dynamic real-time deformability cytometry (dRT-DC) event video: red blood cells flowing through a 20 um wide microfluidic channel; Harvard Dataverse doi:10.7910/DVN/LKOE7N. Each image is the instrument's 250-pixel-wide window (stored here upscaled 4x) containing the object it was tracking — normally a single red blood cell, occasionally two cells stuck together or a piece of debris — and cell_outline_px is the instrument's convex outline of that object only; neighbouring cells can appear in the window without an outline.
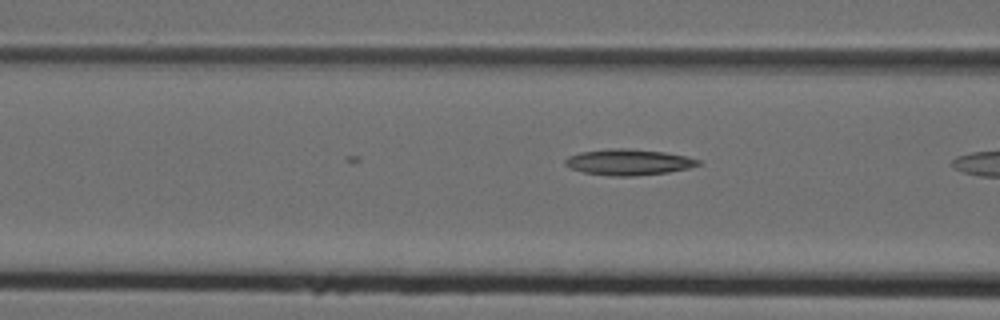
{"species": "Egyptian fruit bat (a non-hibernating species)", "species_latin": "Rousettus aegyptiacus", "temperature_condition": "cold", "stored_images_in_passage": 16, "camera_frame_rate_fps": 3000, "um_per_image_px": 0.085, "animal": {"sex": "female"}, "frame": {"image": 1, "passage_image": 16, "time_ms": 5.0, "image_size_px": [1000, 320], "cell_outline_px": [[700, 164], [688, 168], [668, 172], [632, 176], [612, 176], [584, 172], [572, 168], [564, 164], [564, 160], [568, 156], [580, 152], [612, 148], [628, 148], [664, 152], [688, 156], [700, 160]], "centroid_in_image_um": [53.43, 13.77], "position_along_channel_um": 113.2, "area_um2": 20.06}}